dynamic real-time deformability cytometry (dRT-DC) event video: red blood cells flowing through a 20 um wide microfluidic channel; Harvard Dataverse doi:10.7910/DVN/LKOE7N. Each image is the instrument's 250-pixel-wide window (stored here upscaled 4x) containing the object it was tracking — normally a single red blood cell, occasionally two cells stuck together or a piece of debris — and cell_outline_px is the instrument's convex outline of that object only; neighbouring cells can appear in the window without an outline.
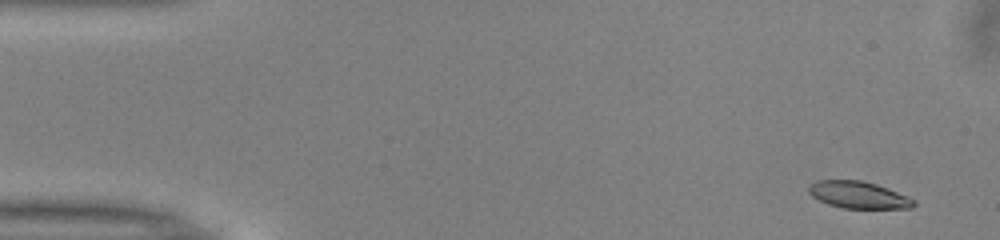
{"species": "common noctule bat (a hibernating species)", "species_latin": "Nyctalus noctula", "temperature_condition": "warm", "stored_images_in_passage": 52, "camera_frame_rate_fps": 3000, "um_per_image_px": 0.085, "animal": {"sex": "male", "body_mass_g": 13.0, "forearm_length_mm": 53.1}, "frame": {"image": 1, "passage_image": 3, "time_ms": 0.667, "image_size_px": [1000, 240], "cell_outline_px": [[916, 204], [912, 208], [840, 208], [828, 204], [812, 196], [808, 192], [808, 188], [816, 180], [860, 180], [876, 184], [916, 200]], "centroid_in_image_um": [72.96, 16.57], "position_along_channel_um": 12.0, "area_um2": 16.36}}
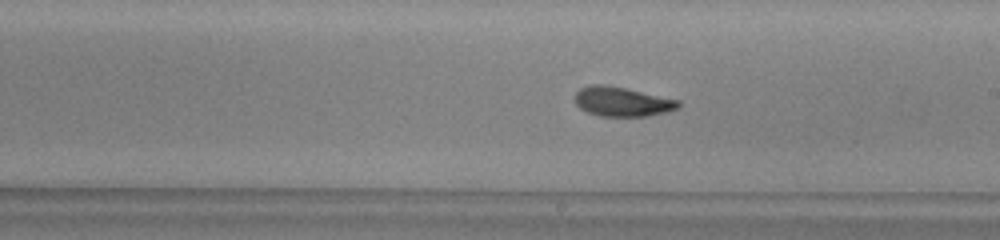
{"frame": {"image": 2, "passage_image": 29, "time_ms": 9.333, "image_size_px": [1000, 240], "cell_outline_px": [[680, 108], [668, 112], [648, 116], [600, 116], [588, 112], [580, 108], [576, 104], [576, 92], [580, 88], [592, 84], [604, 84], [624, 88], [680, 100]], "centroid_in_image_um": [52.91, 8.64], "position_along_channel_um": 236.1, "area_um2": 17.74}}
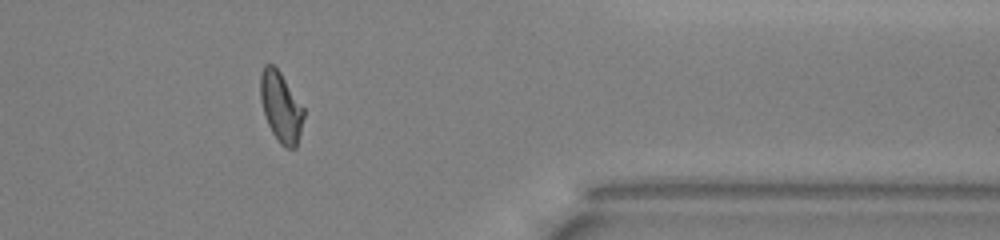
{"frame": {"image": 3, "passage_image": 42, "time_ms": 13.667, "image_size_px": [1000, 240], "cell_outline_px": [[304, 116], [296, 148], [284, 148], [276, 140], [268, 124], [260, 100], [260, 76], [264, 64], [272, 64], [280, 72], [304, 108]], "centroid_in_image_um": [23.87, 9.1], "position_along_channel_um": 387.5, "area_um2": 17.63}, "authors_computed_cell_mechanics": {"area_um2": 17.4845, "velocity_mm_per_s": 3.9919, "shape_relaxation_time_tau1_ms": 4.3118, "shape_relaxation_time_tau2_ms": 1.9658, "deformation_change_tau1": 0.1632, "deformation_change_tau2": 0.0706}}